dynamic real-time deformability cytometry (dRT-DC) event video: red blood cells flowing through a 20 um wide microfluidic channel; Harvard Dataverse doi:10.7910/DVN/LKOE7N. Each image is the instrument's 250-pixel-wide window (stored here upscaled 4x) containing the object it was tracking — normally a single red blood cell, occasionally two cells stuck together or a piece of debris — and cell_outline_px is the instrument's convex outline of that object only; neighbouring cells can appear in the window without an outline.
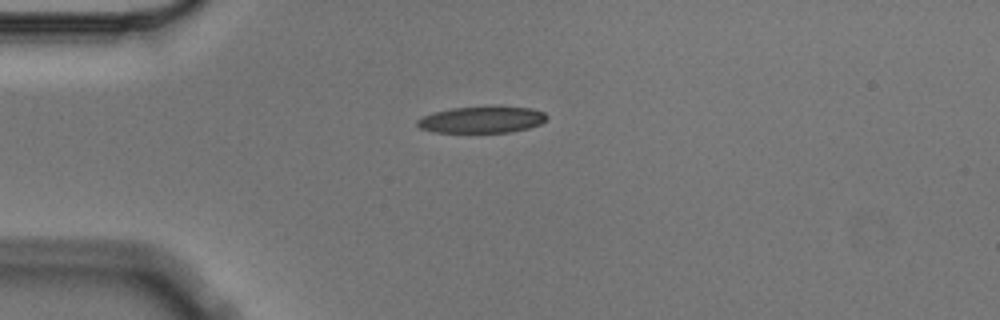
{"species": "Egyptian fruit bat (a non-hibernating species)", "species_latin": "Rousettus aegyptiacus", "temperature_condition": "cold", "stored_images_in_passage": 5, "camera_frame_rate_fps": 3000, "um_per_image_px": 0.085, "animal": {"sex": "male"}, "frame": {"image": 1, "passage_image": 1, "time_ms": 0.0, "image_size_px": [1000, 320], "cell_outline_px": [[548, 116], [540, 124], [528, 128], [512, 132], [432, 132], [420, 128], [416, 124], [416, 120], [432, 112], [452, 108], [496, 104], [532, 108], [544, 112]], "centroid_in_image_um": [40.97, 10.13], "position_along_channel_um": 44.0, "area_um2": 20.69}}
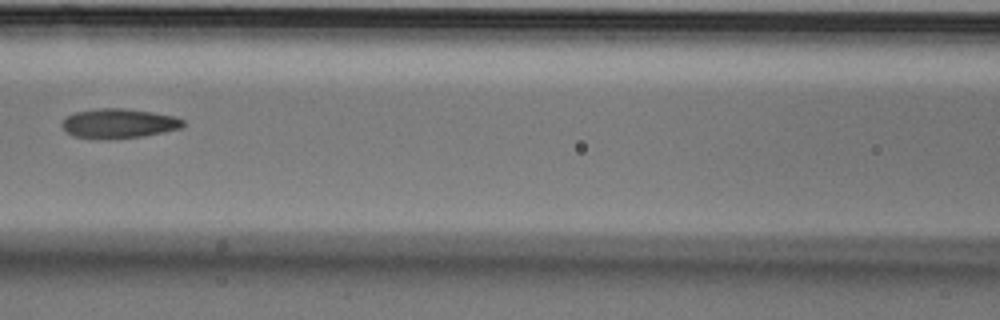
{"frame": {"image": 2, "passage_image": 4, "time_ms": 1.0, "image_size_px": [1000, 320], "cell_outline_px": [[184, 124], [180, 128], [164, 132], [144, 136], [72, 136], [64, 132], [60, 124], [64, 116], [76, 112], [100, 108], [124, 108], [152, 112], [176, 116], [184, 120]], "centroid_in_image_um": [10.08, 10.44], "position_along_channel_um": 156.5, "area_um2": 20.23}}
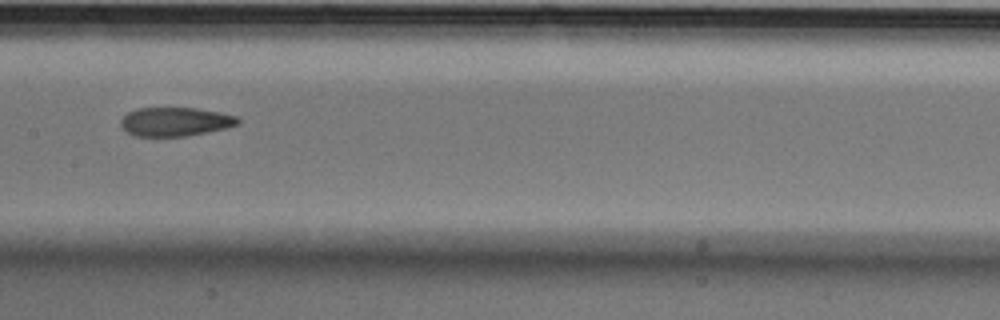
{"frame": {"image": 3, "passage_image": 5, "time_ms": 1.333, "image_size_px": [1000, 320], "cell_outline_px": [[240, 124], [228, 128], [184, 136], [136, 136], [120, 128], [120, 120], [128, 112], [136, 108], [196, 108], [220, 112], [240, 116]], "centroid_in_image_um": [14.92, 10.34], "position_along_channel_um": 192.5, "area_um2": 19.88}}